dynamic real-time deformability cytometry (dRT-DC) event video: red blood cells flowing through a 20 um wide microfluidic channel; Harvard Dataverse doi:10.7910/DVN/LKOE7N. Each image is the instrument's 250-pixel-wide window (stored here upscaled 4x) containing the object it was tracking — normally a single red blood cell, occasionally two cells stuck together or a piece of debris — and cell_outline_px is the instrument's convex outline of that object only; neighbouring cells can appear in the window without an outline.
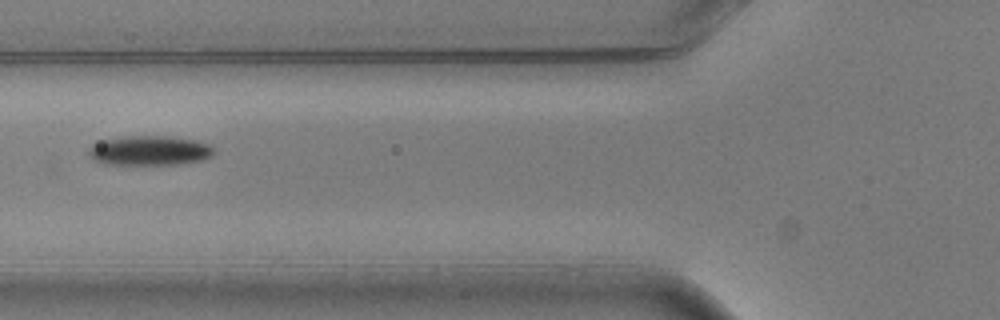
{"species": "common noctule bat (a hibernating species)", "species_latin": "Nyctalus noctula", "temperature_condition": "warm", "stored_images_in_passage": 9, "camera_frame_rate_fps": 3000, "um_per_image_px": 0.085, "animal": {"sex": "male", "body_mass_g": 20.5, "forearm_length_mm": 52.5}, "frame": {"image": 1, "passage_image": 7, "time_ms": 2.0, "image_size_px": [1000, 320], "cell_outline_px": [[212, 156], [200, 160], [180, 164], [104, 164], [96, 160], [88, 152], [88, 148], [92, 144], [100, 140], [124, 136], [168, 136], [192, 140], [208, 144], [212, 148]], "centroid_in_image_um": [12.66, 12.79], "position_along_channel_um": 113.1, "area_um2": 21.39}}
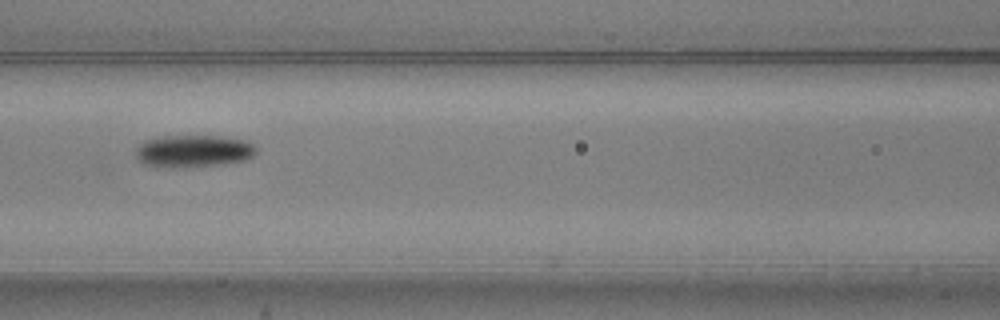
{"frame": {"image": 2, "passage_image": 8, "time_ms": 2.333, "image_size_px": [1000, 320], "cell_outline_px": [[256, 152], [252, 156], [244, 160], [224, 164], [184, 168], [152, 168], [136, 160], [136, 148], [144, 140], [164, 136], [216, 136], [244, 140], [252, 144], [256, 148]], "centroid_in_image_um": [16.36, 12.87], "position_along_channel_um": 150.2, "area_um2": 23.06}}
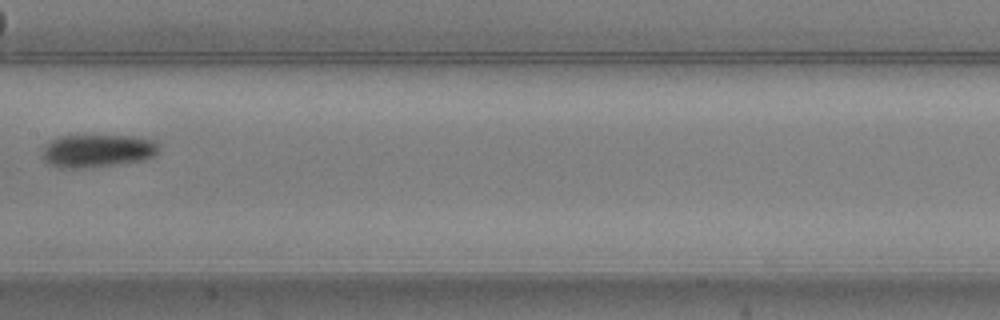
{"frame": {"image": 3, "passage_image": 9, "time_ms": 2.667, "image_size_px": [1000, 320], "cell_outline_px": [[160, 152], [156, 156], [144, 160], [116, 164], [80, 168], [60, 168], [48, 164], [40, 156], [44, 144], [48, 140], [56, 136], [132, 136], [156, 140], [160, 144]], "centroid_in_image_um": [8.27, 12.81], "position_along_channel_um": 199.1, "area_um2": 22.89}}